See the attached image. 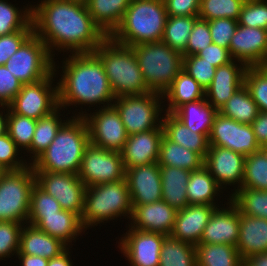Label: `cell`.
Wrapping results in <instances>:
<instances>
[{"mask_svg":"<svg viewBox=\"0 0 267 266\" xmlns=\"http://www.w3.org/2000/svg\"><path fill=\"white\" fill-rule=\"evenodd\" d=\"M238 24L267 30V0L243 4Z\"/></svg>","mask_w":267,"mask_h":266,"instance_id":"50","label":"cell"},{"mask_svg":"<svg viewBox=\"0 0 267 266\" xmlns=\"http://www.w3.org/2000/svg\"><path fill=\"white\" fill-rule=\"evenodd\" d=\"M61 109L62 108L59 106L49 115L37 120L30 148L26 151L30 154L28 156L31 157V159H29L31 161L30 164H32L48 148L56 137L58 130L68 120V117L66 120H61L60 116H63L59 112Z\"/></svg>","mask_w":267,"mask_h":266,"instance_id":"35","label":"cell"},{"mask_svg":"<svg viewBox=\"0 0 267 266\" xmlns=\"http://www.w3.org/2000/svg\"><path fill=\"white\" fill-rule=\"evenodd\" d=\"M176 213L177 211L163 200L132 206V221L128 225L137 230L170 236Z\"/></svg>","mask_w":267,"mask_h":266,"instance_id":"21","label":"cell"},{"mask_svg":"<svg viewBox=\"0 0 267 266\" xmlns=\"http://www.w3.org/2000/svg\"><path fill=\"white\" fill-rule=\"evenodd\" d=\"M251 125L258 143L262 146L267 140V113L260 111Z\"/></svg>","mask_w":267,"mask_h":266,"instance_id":"57","label":"cell"},{"mask_svg":"<svg viewBox=\"0 0 267 266\" xmlns=\"http://www.w3.org/2000/svg\"><path fill=\"white\" fill-rule=\"evenodd\" d=\"M68 246L29 223L23 225L17 254H28L51 259L59 256Z\"/></svg>","mask_w":267,"mask_h":266,"instance_id":"26","label":"cell"},{"mask_svg":"<svg viewBox=\"0 0 267 266\" xmlns=\"http://www.w3.org/2000/svg\"><path fill=\"white\" fill-rule=\"evenodd\" d=\"M222 188L203 165L200 169L191 171L187 183V197L189 204L217 205L215 202L222 193Z\"/></svg>","mask_w":267,"mask_h":266,"instance_id":"33","label":"cell"},{"mask_svg":"<svg viewBox=\"0 0 267 266\" xmlns=\"http://www.w3.org/2000/svg\"><path fill=\"white\" fill-rule=\"evenodd\" d=\"M245 158L243 155L230 149L220 146H209L204 159V166L222 189L229 185H235L233 190L236 192L242 186Z\"/></svg>","mask_w":267,"mask_h":266,"instance_id":"17","label":"cell"},{"mask_svg":"<svg viewBox=\"0 0 267 266\" xmlns=\"http://www.w3.org/2000/svg\"><path fill=\"white\" fill-rule=\"evenodd\" d=\"M218 110L206 98L185 103L173 114L195 133L209 137Z\"/></svg>","mask_w":267,"mask_h":266,"instance_id":"32","label":"cell"},{"mask_svg":"<svg viewBox=\"0 0 267 266\" xmlns=\"http://www.w3.org/2000/svg\"><path fill=\"white\" fill-rule=\"evenodd\" d=\"M163 135V128L129 135L120 152L125 170L157 162Z\"/></svg>","mask_w":267,"mask_h":266,"instance_id":"23","label":"cell"},{"mask_svg":"<svg viewBox=\"0 0 267 266\" xmlns=\"http://www.w3.org/2000/svg\"><path fill=\"white\" fill-rule=\"evenodd\" d=\"M35 183L31 164L21 170L7 171L0 178V221L27 223Z\"/></svg>","mask_w":267,"mask_h":266,"instance_id":"8","label":"cell"},{"mask_svg":"<svg viewBox=\"0 0 267 266\" xmlns=\"http://www.w3.org/2000/svg\"><path fill=\"white\" fill-rule=\"evenodd\" d=\"M126 170L120 152L89 143L83 152L78 177L86 185H100L125 179Z\"/></svg>","mask_w":267,"mask_h":266,"instance_id":"12","label":"cell"},{"mask_svg":"<svg viewBox=\"0 0 267 266\" xmlns=\"http://www.w3.org/2000/svg\"><path fill=\"white\" fill-rule=\"evenodd\" d=\"M243 266H267V252L249 256L243 260Z\"/></svg>","mask_w":267,"mask_h":266,"instance_id":"60","label":"cell"},{"mask_svg":"<svg viewBox=\"0 0 267 266\" xmlns=\"http://www.w3.org/2000/svg\"><path fill=\"white\" fill-rule=\"evenodd\" d=\"M261 148L267 152V140L262 144Z\"/></svg>","mask_w":267,"mask_h":266,"instance_id":"65","label":"cell"},{"mask_svg":"<svg viewBox=\"0 0 267 266\" xmlns=\"http://www.w3.org/2000/svg\"><path fill=\"white\" fill-rule=\"evenodd\" d=\"M230 195L229 199L242 214L267 219V191L240 188Z\"/></svg>","mask_w":267,"mask_h":266,"instance_id":"41","label":"cell"},{"mask_svg":"<svg viewBox=\"0 0 267 266\" xmlns=\"http://www.w3.org/2000/svg\"><path fill=\"white\" fill-rule=\"evenodd\" d=\"M259 67H261L267 73V55Z\"/></svg>","mask_w":267,"mask_h":266,"instance_id":"62","label":"cell"},{"mask_svg":"<svg viewBox=\"0 0 267 266\" xmlns=\"http://www.w3.org/2000/svg\"><path fill=\"white\" fill-rule=\"evenodd\" d=\"M131 0H87L93 21L109 37L120 25Z\"/></svg>","mask_w":267,"mask_h":266,"instance_id":"31","label":"cell"},{"mask_svg":"<svg viewBox=\"0 0 267 266\" xmlns=\"http://www.w3.org/2000/svg\"><path fill=\"white\" fill-rule=\"evenodd\" d=\"M241 188L267 191V152L262 148L245 158Z\"/></svg>","mask_w":267,"mask_h":266,"instance_id":"42","label":"cell"},{"mask_svg":"<svg viewBox=\"0 0 267 266\" xmlns=\"http://www.w3.org/2000/svg\"><path fill=\"white\" fill-rule=\"evenodd\" d=\"M242 124H251L260 113L248 88L243 85L218 111Z\"/></svg>","mask_w":267,"mask_h":266,"instance_id":"37","label":"cell"},{"mask_svg":"<svg viewBox=\"0 0 267 266\" xmlns=\"http://www.w3.org/2000/svg\"><path fill=\"white\" fill-rule=\"evenodd\" d=\"M87 114L85 111L73 113V117H83L89 131L91 144L109 151L121 152L127 141L128 134L119 113L113 107L101 108ZM85 113V114H84Z\"/></svg>","mask_w":267,"mask_h":266,"instance_id":"13","label":"cell"},{"mask_svg":"<svg viewBox=\"0 0 267 266\" xmlns=\"http://www.w3.org/2000/svg\"><path fill=\"white\" fill-rule=\"evenodd\" d=\"M213 43L229 49L231 38L238 27V20L219 18L208 21Z\"/></svg>","mask_w":267,"mask_h":266,"instance_id":"52","label":"cell"},{"mask_svg":"<svg viewBox=\"0 0 267 266\" xmlns=\"http://www.w3.org/2000/svg\"><path fill=\"white\" fill-rule=\"evenodd\" d=\"M162 128L164 136L180 146L198 153L203 159L209 149L208 137L190 130L173 113H164Z\"/></svg>","mask_w":267,"mask_h":266,"instance_id":"27","label":"cell"},{"mask_svg":"<svg viewBox=\"0 0 267 266\" xmlns=\"http://www.w3.org/2000/svg\"><path fill=\"white\" fill-rule=\"evenodd\" d=\"M162 181V200L176 211L189 205L187 183L191 171L173 166H160Z\"/></svg>","mask_w":267,"mask_h":266,"instance_id":"29","label":"cell"},{"mask_svg":"<svg viewBox=\"0 0 267 266\" xmlns=\"http://www.w3.org/2000/svg\"><path fill=\"white\" fill-rule=\"evenodd\" d=\"M167 17L164 0H131L122 22L109 37L127 47L161 41Z\"/></svg>","mask_w":267,"mask_h":266,"instance_id":"4","label":"cell"},{"mask_svg":"<svg viewBox=\"0 0 267 266\" xmlns=\"http://www.w3.org/2000/svg\"><path fill=\"white\" fill-rule=\"evenodd\" d=\"M5 66L22 84L38 82L55 71L54 56L35 33L7 60Z\"/></svg>","mask_w":267,"mask_h":266,"instance_id":"10","label":"cell"},{"mask_svg":"<svg viewBox=\"0 0 267 266\" xmlns=\"http://www.w3.org/2000/svg\"><path fill=\"white\" fill-rule=\"evenodd\" d=\"M55 71L47 78L35 83L23 84L21 90L8 105V108L21 116L40 119L59 107L58 82L53 87ZM54 77V79H53Z\"/></svg>","mask_w":267,"mask_h":266,"instance_id":"11","label":"cell"},{"mask_svg":"<svg viewBox=\"0 0 267 266\" xmlns=\"http://www.w3.org/2000/svg\"><path fill=\"white\" fill-rule=\"evenodd\" d=\"M157 163L159 166H173L194 171L204 165V159L198 153L170 141L163 135Z\"/></svg>","mask_w":267,"mask_h":266,"instance_id":"34","label":"cell"},{"mask_svg":"<svg viewBox=\"0 0 267 266\" xmlns=\"http://www.w3.org/2000/svg\"><path fill=\"white\" fill-rule=\"evenodd\" d=\"M7 172L5 168L0 164V178Z\"/></svg>","mask_w":267,"mask_h":266,"instance_id":"63","label":"cell"},{"mask_svg":"<svg viewBox=\"0 0 267 266\" xmlns=\"http://www.w3.org/2000/svg\"><path fill=\"white\" fill-rule=\"evenodd\" d=\"M236 248L242 260L267 252V219L240 212L239 239Z\"/></svg>","mask_w":267,"mask_h":266,"instance_id":"25","label":"cell"},{"mask_svg":"<svg viewBox=\"0 0 267 266\" xmlns=\"http://www.w3.org/2000/svg\"><path fill=\"white\" fill-rule=\"evenodd\" d=\"M69 247L62 252L59 256L49 259L47 266H73L70 259Z\"/></svg>","mask_w":267,"mask_h":266,"instance_id":"59","label":"cell"},{"mask_svg":"<svg viewBox=\"0 0 267 266\" xmlns=\"http://www.w3.org/2000/svg\"><path fill=\"white\" fill-rule=\"evenodd\" d=\"M166 235L130 228L121 239L119 249L130 266H159L160 253Z\"/></svg>","mask_w":267,"mask_h":266,"instance_id":"16","label":"cell"},{"mask_svg":"<svg viewBox=\"0 0 267 266\" xmlns=\"http://www.w3.org/2000/svg\"><path fill=\"white\" fill-rule=\"evenodd\" d=\"M23 225L19 222L0 221V260L17 255Z\"/></svg>","mask_w":267,"mask_h":266,"instance_id":"47","label":"cell"},{"mask_svg":"<svg viewBox=\"0 0 267 266\" xmlns=\"http://www.w3.org/2000/svg\"><path fill=\"white\" fill-rule=\"evenodd\" d=\"M195 248L197 266H243L237 248L232 245L199 243Z\"/></svg>","mask_w":267,"mask_h":266,"instance_id":"36","label":"cell"},{"mask_svg":"<svg viewBox=\"0 0 267 266\" xmlns=\"http://www.w3.org/2000/svg\"><path fill=\"white\" fill-rule=\"evenodd\" d=\"M33 33L34 31H16L0 36V65H5L7 60L17 52Z\"/></svg>","mask_w":267,"mask_h":266,"instance_id":"54","label":"cell"},{"mask_svg":"<svg viewBox=\"0 0 267 266\" xmlns=\"http://www.w3.org/2000/svg\"><path fill=\"white\" fill-rule=\"evenodd\" d=\"M132 206L162 200V181L157 162L126 169Z\"/></svg>","mask_w":267,"mask_h":266,"instance_id":"18","label":"cell"},{"mask_svg":"<svg viewBox=\"0 0 267 266\" xmlns=\"http://www.w3.org/2000/svg\"><path fill=\"white\" fill-rule=\"evenodd\" d=\"M244 85L261 112L267 113V73L259 66L247 67Z\"/></svg>","mask_w":267,"mask_h":266,"instance_id":"46","label":"cell"},{"mask_svg":"<svg viewBox=\"0 0 267 266\" xmlns=\"http://www.w3.org/2000/svg\"><path fill=\"white\" fill-rule=\"evenodd\" d=\"M36 184L54 197L61 208L77 214L80 218L84 210L86 185L78 174L34 171Z\"/></svg>","mask_w":267,"mask_h":266,"instance_id":"14","label":"cell"},{"mask_svg":"<svg viewBox=\"0 0 267 266\" xmlns=\"http://www.w3.org/2000/svg\"><path fill=\"white\" fill-rule=\"evenodd\" d=\"M242 6L240 0H201L198 17L207 21L219 18L238 20Z\"/></svg>","mask_w":267,"mask_h":266,"instance_id":"45","label":"cell"},{"mask_svg":"<svg viewBox=\"0 0 267 266\" xmlns=\"http://www.w3.org/2000/svg\"><path fill=\"white\" fill-rule=\"evenodd\" d=\"M183 70L206 90L214 78L216 67L198 55L183 57Z\"/></svg>","mask_w":267,"mask_h":266,"instance_id":"48","label":"cell"},{"mask_svg":"<svg viewBox=\"0 0 267 266\" xmlns=\"http://www.w3.org/2000/svg\"><path fill=\"white\" fill-rule=\"evenodd\" d=\"M145 84L150 91L163 94L183 69V55L162 41L131 47Z\"/></svg>","mask_w":267,"mask_h":266,"instance_id":"7","label":"cell"},{"mask_svg":"<svg viewBox=\"0 0 267 266\" xmlns=\"http://www.w3.org/2000/svg\"><path fill=\"white\" fill-rule=\"evenodd\" d=\"M32 23L34 33L54 57V49L92 53L108 37L93 21L86 4L77 1L41 0L32 6Z\"/></svg>","mask_w":267,"mask_h":266,"instance_id":"1","label":"cell"},{"mask_svg":"<svg viewBox=\"0 0 267 266\" xmlns=\"http://www.w3.org/2000/svg\"><path fill=\"white\" fill-rule=\"evenodd\" d=\"M90 143L83 117H69L48 148L31 164L34 171L78 174L83 152Z\"/></svg>","mask_w":267,"mask_h":266,"instance_id":"3","label":"cell"},{"mask_svg":"<svg viewBox=\"0 0 267 266\" xmlns=\"http://www.w3.org/2000/svg\"><path fill=\"white\" fill-rule=\"evenodd\" d=\"M93 53L101 60L115 97L151 92L131 47L120 45L107 37Z\"/></svg>","mask_w":267,"mask_h":266,"instance_id":"5","label":"cell"},{"mask_svg":"<svg viewBox=\"0 0 267 266\" xmlns=\"http://www.w3.org/2000/svg\"><path fill=\"white\" fill-rule=\"evenodd\" d=\"M198 16H168L161 41L183 54Z\"/></svg>","mask_w":267,"mask_h":266,"instance_id":"39","label":"cell"},{"mask_svg":"<svg viewBox=\"0 0 267 266\" xmlns=\"http://www.w3.org/2000/svg\"><path fill=\"white\" fill-rule=\"evenodd\" d=\"M209 146H220L244 157L261 148L251 124H242L217 113L208 137Z\"/></svg>","mask_w":267,"mask_h":266,"instance_id":"15","label":"cell"},{"mask_svg":"<svg viewBox=\"0 0 267 266\" xmlns=\"http://www.w3.org/2000/svg\"><path fill=\"white\" fill-rule=\"evenodd\" d=\"M159 266H197L195 246L166 236L161 247Z\"/></svg>","mask_w":267,"mask_h":266,"instance_id":"40","label":"cell"},{"mask_svg":"<svg viewBox=\"0 0 267 266\" xmlns=\"http://www.w3.org/2000/svg\"><path fill=\"white\" fill-rule=\"evenodd\" d=\"M217 207L220 206L189 204L178 210L170 236L194 246L198 245L204 228Z\"/></svg>","mask_w":267,"mask_h":266,"instance_id":"24","label":"cell"},{"mask_svg":"<svg viewBox=\"0 0 267 266\" xmlns=\"http://www.w3.org/2000/svg\"><path fill=\"white\" fill-rule=\"evenodd\" d=\"M35 226L50 236L60 239L67 246H71V242L85 232L81 218L63 209L57 214L44 215Z\"/></svg>","mask_w":267,"mask_h":266,"instance_id":"28","label":"cell"},{"mask_svg":"<svg viewBox=\"0 0 267 266\" xmlns=\"http://www.w3.org/2000/svg\"><path fill=\"white\" fill-rule=\"evenodd\" d=\"M131 214L132 204L126 178L86 188L84 210L81 216V223L85 230L119 216L130 219Z\"/></svg>","mask_w":267,"mask_h":266,"instance_id":"6","label":"cell"},{"mask_svg":"<svg viewBox=\"0 0 267 266\" xmlns=\"http://www.w3.org/2000/svg\"><path fill=\"white\" fill-rule=\"evenodd\" d=\"M227 207L216 208L204 228L199 243L229 244L236 247L239 239L240 211L228 199Z\"/></svg>","mask_w":267,"mask_h":266,"instance_id":"20","label":"cell"},{"mask_svg":"<svg viewBox=\"0 0 267 266\" xmlns=\"http://www.w3.org/2000/svg\"><path fill=\"white\" fill-rule=\"evenodd\" d=\"M213 43L209 30L208 21L198 18L195 21L187 43V49L183 56L197 55L209 44Z\"/></svg>","mask_w":267,"mask_h":266,"instance_id":"51","label":"cell"},{"mask_svg":"<svg viewBox=\"0 0 267 266\" xmlns=\"http://www.w3.org/2000/svg\"><path fill=\"white\" fill-rule=\"evenodd\" d=\"M246 69L247 66L237 60L216 68L214 78L205 90L206 100L219 111L233 94L244 85Z\"/></svg>","mask_w":267,"mask_h":266,"instance_id":"22","label":"cell"},{"mask_svg":"<svg viewBox=\"0 0 267 266\" xmlns=\"http://www.w3.org/2000/svg\"><path fill=\"white\" fill-rule=\"evenodd\" d=\"M0 107H1L0 108V136H1V135H4L5 133H7L8 106H0ZM3 108H4V110H2ZM5 108H7V109H5ZM5 111H6V113H5Z\"/></svg>","mask_w":267,"mask_h":266,"instance_id":"61","label":"cell"},{"mask_svg":"<svg viewBox=\"0 0 267 266\" xmlns=\"http://www.w3.org/2000/svg\"><path fill=\"white\" fill-rule=\"evenodd\" d=\"M32 6H24L22 10L8 3L7 0H0V36L16 31H34Z\"/></svg>","mask_w":267,"mask_h":266,"instance_id":"38","label":"cell"},{"mask_svg":"<svg viewBox=\"0 0 267 266\" xmlns=\"http://www.w3.org/2000/svg\"><path fill=\"white\" fill-rule=\"evenodd\" d=\"M37 120L13 113L8 108L7 133L21 150L30 148Z\"/></svg>","mask_w":267,"mask_h":266,"instance_id":"43","label":"cell"},{"mask_svg":"<svg viewBox=\"0 0 267 266\" xmlns=\"http://www.w3.org/2000/svg\"><path fill=\"white\" fill-rule=\"evenodd\" d=\"M69 1H77V2L86 3L87 0H69Z\"/></svg>","mask_w":267,"mask_h":266,"instance_id":"66","label":"cell"},{"mask_svg":"<svg viewBox=\"0 0 267 266\" xmlns=\"http://www.w3.org/2000/svg\"><path fill=\"white\" fill-rule=\"evenodd\" d=\"M201 0H164L167 16H198Z\"/></svg>","mask_w":267,"mask_h":266,"instance_id":"55","label":"cell"},{"mask_svg":"<svg viewBox=\"0 0 267 266\" xmlns=\"http://www.w3.org/2000/svg\"><path fill=\"white\" fill-rule=\"evenodd\" d=\"M228 50L247 67L260 66L267 55V30L238 24Z\"/></svg>","mask_w":267,"mask_h":266,"instance_id":"19","label":"cell"},{"mask_svg":"<svg viewBox=\"0 0 267 266\" xmlns=\"http://www.w3.org/2000/svg\"><path fill=\"white\" fill-rule=\"evenodd\" d=\"M20 151L8 133L0 136V164L7 171L21 170L30 165V161L27 163L26 160L20 159L23 158L19 157Z\"/></svg>","mask_w":267,"mask_h":266,"instance_id":"49","label":"cell"},{"mask_svg":"<svg viewBox=\"0 0 267 266\" xmlns=\"http://www.w3.org/2000/svg\"><path fill=\"white\" fill-rule=\"evenodd\" d=\"M21 266H47L49 259L28 254H17Z\"/></svg>","mask_w":267,"mask_h":266,"instance_id":"58","label":"cell"},{"mask_svg":"<svg viewBox=\"0 0 267 266\" xmlns=\"http://www.w3.org/2000/svg\"><path fill=\"white\" fill-rule=\"evenodd\" d=\"M243 4L245 3H252V2H256V1H260V0H240Z\"/></svg>","mask_w":267,"mask_h":266,"instance_id":"64","label":"cell"},{"mask_svg":"<svg viewBox=\"0 0 267 266\" xmlns=\"http://www.w3.org/2000/svg\"><path fill=\"white\" fill-rule=\"evenodd\" d=\"M58 81L59 106L110 107L116 98L101 60L92 53H71L62 62ZM106 102V103H105Z\"/></svg>","mask_w":267,"mask_h":266,"instance_id":"2","label":"cell"},{"mask_svg":"<svg viewBox=\"0 0 267 266\" xmlns=\"http://www.w3.org/2000/svg\"><path fill=\"white\" fill-rule=\"evenodd\" d=\"M162 96L164 101L167 100L169 103L164 111L174 113L185 103L204 99L205 90L193 77L182 69Z\"/></svg>","mask_w":267,"mask_h":266,"instance_id":"30","label":"cell"},{"mask_svg":"<svg viewBox=\"0 0 267 266\" xmlns=\"http://www.w3.org/2000/svg\"><path fill=\"white\" fill-rule=\"evenodd\" d=\"M60 210L62 208L59 202L35 183L31 190L27 223L35 226L44 215L57 214Z\"/></svg>","mask_w":267,"mask_h":266,"instance_id":"44","label":"cell"},{"mask_svg":"<svg viewBox=\"0 0 267 266\" xmlns=\"http://www.w3.org/2000/svg\"><path fill=\"white\" fill-rule=\"evenodd\" d=\"M22 85L5 65H0V106H8Z\"/></svg>","mask_w":267,"mask_h":266,"instance_id":"53","label":"cell"},{"mask_svg":"<svg viewBox=\"0 0 267 266\" xmlns=\"http://www.w3.org/2000/svg\"><path fill=\"white\" fill-rule=\"evenodd\" d=\"M163 100L162 94L151 91L141 95L116 97L112 106L119 113L127 134L132 135L162 128L161 113L165 107L161 105Z\"/></svg>","mask_w":267,"mask_h":266,"instance_id":"9","label":"cell"},{"mask_svg":"<svg viewBox=\"0 0 267 266\" xmlns=\"http://www.w3.org/2000/svg\"><path fill=\"white\" fill-rule=\"evenodd\" d=\"M197 55L216 68L226 65L234 60L227 48L216 45L215 43L209 44V46L200 51Z\"/></svg>","mask_w":267,"mask_h":266,"instance_id":"56","label":"cell"}]
</instances>
